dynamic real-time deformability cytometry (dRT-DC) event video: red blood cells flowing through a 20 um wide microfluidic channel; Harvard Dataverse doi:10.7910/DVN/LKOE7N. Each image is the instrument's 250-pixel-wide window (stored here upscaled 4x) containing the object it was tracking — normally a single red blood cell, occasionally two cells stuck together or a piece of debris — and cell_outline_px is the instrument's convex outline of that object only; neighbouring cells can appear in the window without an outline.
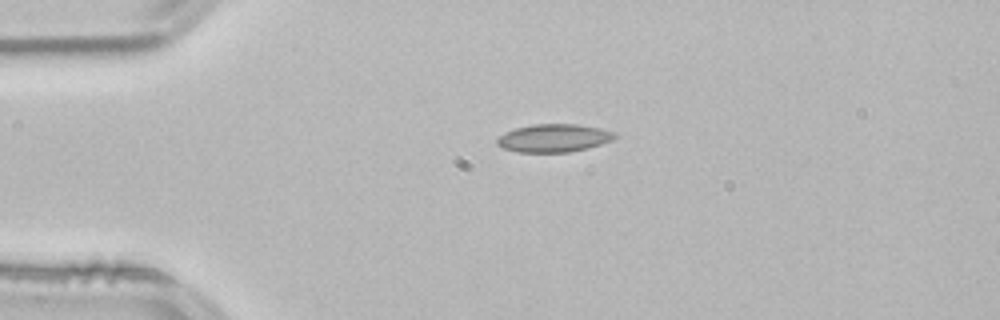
{"species": "common noctule bat (a hibernating species)", "species_latin": "Nyctalus noctula", "temperature_condition": "room temperature", "stored_images_in_passage": 42, "camera_frame_rate_fps": 3000, "um_per_image_px": 0.085, "animal": {"sex": "male", "body_mass_g": 21.5, "forearm_length_mm": 52.0}, "frame": {"image": 1, "passage_image": 1, "time_ms": 0.0, "image_size_px": [1000, 320], "cell_outline_px": [[616, 136], [612, 140], [588, 148], [568, 152], [516, 152], [500, 148], [496, 144], [496, 140], [504, 132], [516, 128], [532, 124], [576, 124], [600, 128], [612, 132]], "centroid_in_image_um": [47.01, 11.74], "position_along_channel_um": 38.0, "area_um2": 19.19}}
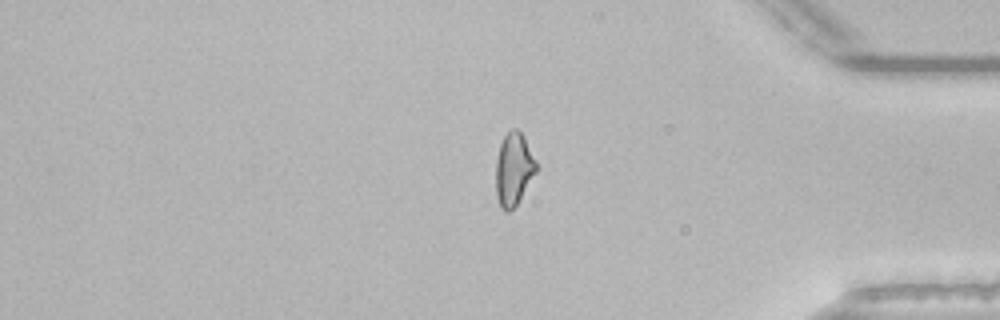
{"frame": {"image": 2, "passage_image": 33, "time_ms": 10.667, "image_size_px": [1000, 320], "cell_outline_px": [[540, 168], [516, 204], [508, 212], [504, 212], [500, 208], [496, 196], [496, 160], [500, 144], [504, 136], [512, 128], [516, 128], [524, 136]], "centroid_in_image_um": [43.68, 14.38], "position_along_channel_um": 391.5, "area_um2": 17.34}, "authors_computed_cell_mechanics": {"area_um2": 17.5712, "velocity_mm_per_s": 3.8399, "shape_relaxation_time_tau1_ms": null, "shape_relaxation_time_tau2_ms": 2.8923, "deformation_change_tau1": null, "deformation_change_tau2": 0.0682}}